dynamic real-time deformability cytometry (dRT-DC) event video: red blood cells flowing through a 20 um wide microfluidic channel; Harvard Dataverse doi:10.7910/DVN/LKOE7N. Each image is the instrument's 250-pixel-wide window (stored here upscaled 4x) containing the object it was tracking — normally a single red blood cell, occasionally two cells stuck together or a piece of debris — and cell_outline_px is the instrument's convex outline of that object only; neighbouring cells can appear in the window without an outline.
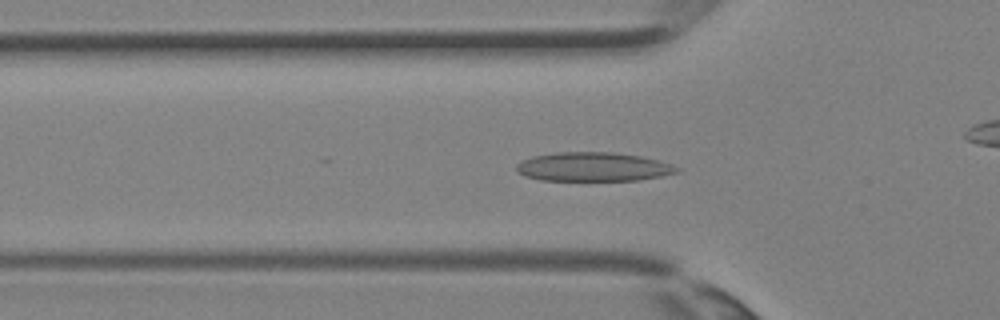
{"species": "Egyptian fruit bat (a non-hibernating species)", "species_latin": "Rousettus aegyptiacus", "temperature_condition": "room temperature", "stored_images_in_passage": 36, "camera_frame_rate_fps": 3000, "um_per_image_px": 0.085, "animal": {"sex": "female"}, "frame": {"image": 1, "passage_image": 11, "time_ms": 3.333, "image_size_px": [1000, 320], "cell_outline_px": [[680, 168], [676, 172], [664, 176], [636, 180], [540, 180], [524, 176], [516, 172], [516, 164], [520, 160], [532, 156], [556, 152], [612, 152], [640, 156], [672, 164]], "centroid_in_image_um": [50.37, 14.18], "position_along_channel_um": 75.4, "area_um2": 27.17}}
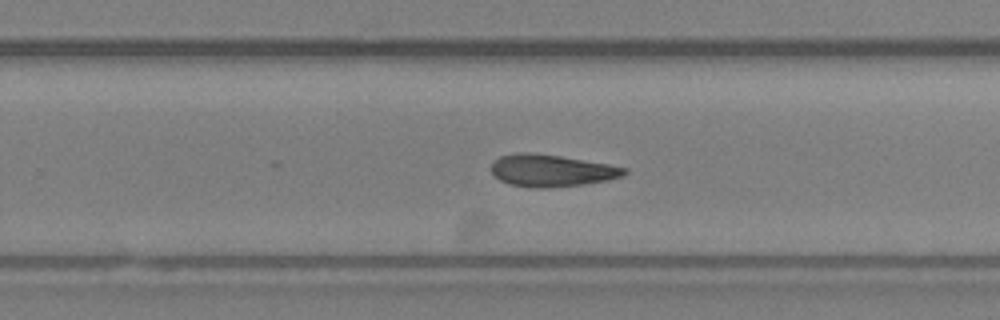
{"frame": {"image": 2, "passage_image": 22, "time_ms": 7.0, "image_size_px": [1000, 320], "cell_outline_px": [[628, 172], [624, 176], [608, 180], [584, 184], [544, 188], [532, 188], [508, 184], [500, 180], [492, 172], [492, 160], [500, 156], [516, 152], [528, 152], [560, 156], [608, 164], [628, 168]], "centroid_in_image_um": [46.87, 14.49], "position_along_channel_um": 282.9, "area_um2": 24.97}}
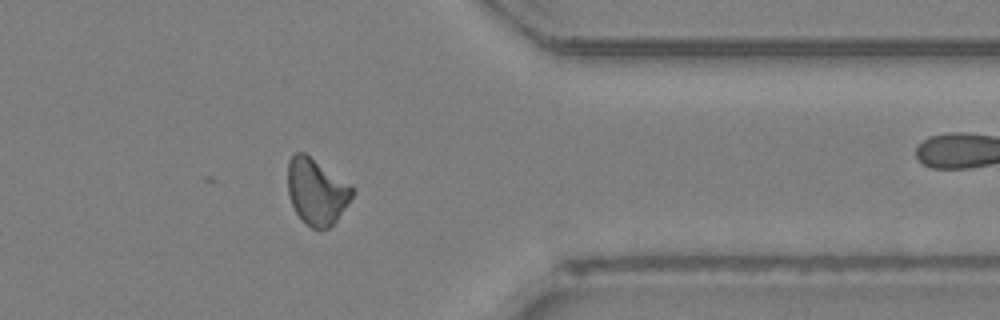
{"frame": {"image": 3, "passage_image": 28, "time_ms": 9.0, "image_size_px": [1000, 320], "cell_outline_px": [[356, 188], [352, 196], [336, 220], [328, 228], [312, 228], [296, 212], [292, 204], [288, 192], [288, 160], [296, 152], [304, 152], [352, 184]], "centroid_in_image_um": [26.92, 16.23], "position_along_channel_um": 384.5, "area_um2": 24.62}}